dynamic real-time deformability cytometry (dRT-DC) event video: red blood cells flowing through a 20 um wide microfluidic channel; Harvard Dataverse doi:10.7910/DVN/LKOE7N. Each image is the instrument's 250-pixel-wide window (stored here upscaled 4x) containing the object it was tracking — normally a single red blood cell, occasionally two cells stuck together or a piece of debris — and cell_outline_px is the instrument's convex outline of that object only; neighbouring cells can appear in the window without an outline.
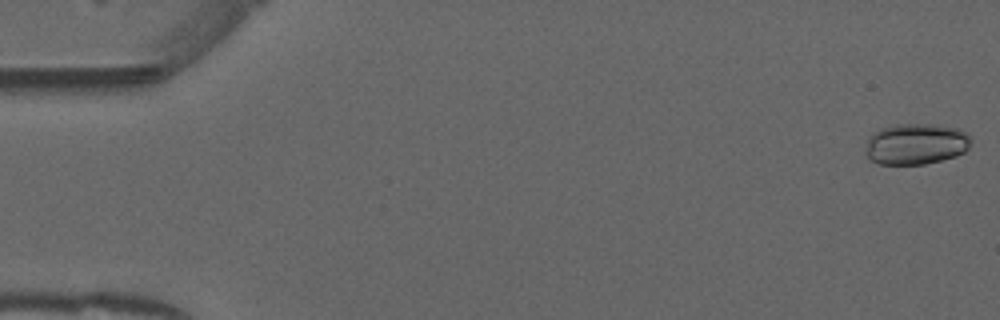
{"species": "common noctule bat (a hibernating species)", "species_latin": "Nyctalus noctula", "temperature_condition": "warm", "stored_images_in_passage": 49, "camera_frame_rate_fps": 3000, "um_per_image_px": 0.085, "animal": {"sex": "male", "forearm_length_mm": 52.5}, "frame": {"image": 1, "passage_image": 1, "time_ms": 0.0, "image_size_px": [1000, 320], "cell_outline_px": [[972, 140], [968, 148], [964, 152], [956, 156], [924, 164], [880, 164], [868, 160], [864, 152], [868, 136], [880, 128], [896, 124], [928, 124], [956, 128], [964, 132]], "centroid_in_image_um": [77.79, 12.24], "position_along_channel_um": 7.2, "area_um2": 25.37}}
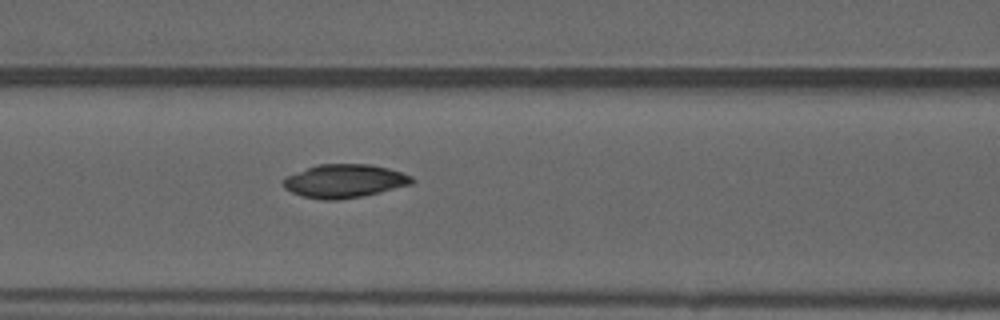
{"frame": {"image": 2, "passage_image": 22, "time_ms": 7.0, "image_size_px": [1000, 320], "cell_outline_px": [[416, 180], [412, 184], [380, 192], [360, 196], [336, 200], [324, 200], [304, 196], [292, 192], [284, 188], [284, 176], [316, 164], [372, 164], [388, 168], [412, 176]], "centroid_in_image_um": [29.28, 15.37], "position_along_channel_um": 137.3, "area_um2": 25.03}}
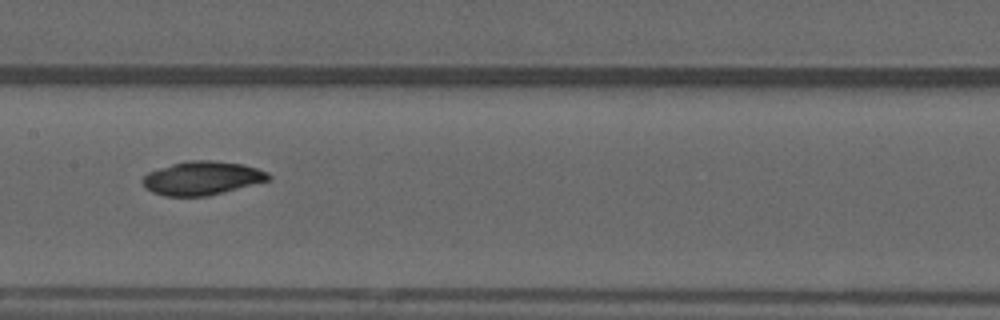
{"frame": {"image": 3, "passage_image": 26, "time_ms": 8.333, "image_size_px": [1000, 320], "cell_outline_px": [[272, 176], [268, 180], [208, 196], [164, 196], [152, 192], [144, 188], [140, 180], [148, 172], [172, 164], [188, 160], [212, 160], [244, 164], [268, 172]], "centroid_in_image_um": [17.14, 15.14], "position_along_channel_um": 190.3, "area_um2": 24.68}}